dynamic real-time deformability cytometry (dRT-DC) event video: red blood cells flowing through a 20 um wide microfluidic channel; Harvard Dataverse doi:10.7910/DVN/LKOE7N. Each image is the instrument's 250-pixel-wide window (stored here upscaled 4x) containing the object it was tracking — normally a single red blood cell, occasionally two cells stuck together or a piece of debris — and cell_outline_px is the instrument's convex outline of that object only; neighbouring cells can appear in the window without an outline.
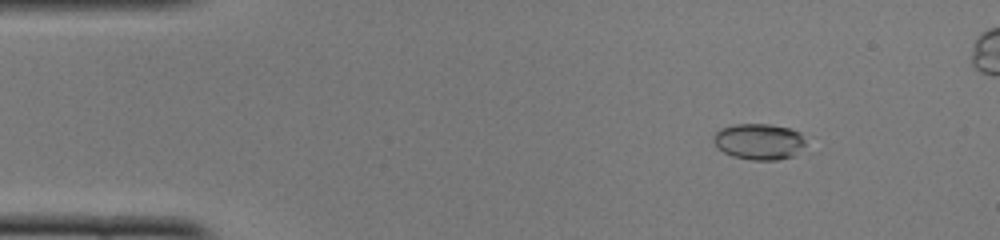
{"species": "common noctule bat (a hibernating species)", "species_latin": "Nyctalus noctula", "temperature_condition": "cold", "stored_images_in_passage": 52, "camera_frame_rate_fps": 3000, "um_per_image_px": 0.085, "animal": {"sex": "female", "body_mass_g": 22.0, "forearm_length_mm": 56.7}, "frame": {"image": 1, "passage_image": 7, "time_ms": 2.0, "image_size_px": [1000, 240], "cell_outline_px": [[804, 144], [792, 156], [776, 160], [752, 160], [732, 156], [724, 152], [712, 140], [712, 136], [720, 128], [736, 124], [768, 124], [792, 128], [800, 132], [804, 140]], "centroid_in_image_um": [64.49, 12.02], "position_along_channel_um": 20.5, "area_um2": 19.25}}
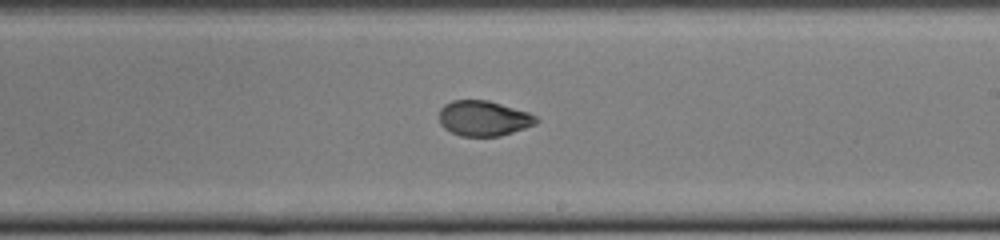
{"frame": {"image": 2, "passage_image": 30, "time_ms": 9.667, "image_size_px": [1000, 240], "cell_outline_px": [[540, 120], [536, 124], [500, 136], [460, 136], [444, 128], [440, 124], [440, 108], [444, 104], [452, 100], [488, 100], [528, 112], [536, 116]], "centroid_in_image_um": [41.1, 10.05], "position_along_channel_um": 247.9, "area_um2": 19.94}}
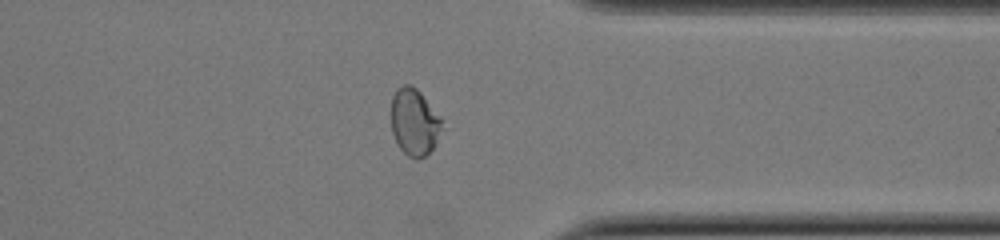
{"frame": {"image": 3, "passage_image": 40, "time_ms": 13.0, "image_size_px": [1000, 240], "cell_outline_px": [[440, 128], [436, 144], [424, 156], [416, 160], [408, 156], [400, 148], [392, 132], [392, 96], [396, 88], [404, 84], [408, 84], [416, 88], [420, 92], [440, 120]], "centroid_in_image_um": [35.17, 10.38], "position_along_channel_um": 376.2, "area_um2": 19.13}, "authors_computed_cell_mechanics": {"area_um2": 20.23, "velocity_mm_per_s": 4.0053, "shape_relaxation_time_tau1_ms": 4.6178, "shape_relaxation_time_tau2_ms": null, "deformation_change_tau1": 0.1787, "deformation_change_tau2": null}}